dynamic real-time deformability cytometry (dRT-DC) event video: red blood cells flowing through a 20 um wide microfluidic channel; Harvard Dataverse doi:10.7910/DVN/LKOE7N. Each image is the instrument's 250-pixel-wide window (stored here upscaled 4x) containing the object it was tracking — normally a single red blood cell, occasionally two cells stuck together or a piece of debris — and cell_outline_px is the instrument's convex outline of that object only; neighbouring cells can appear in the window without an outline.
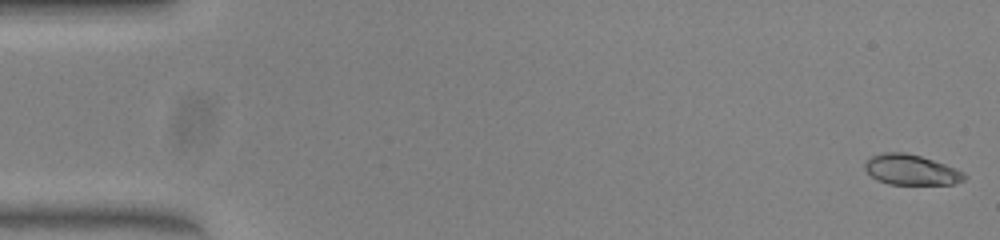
{"species": "common noctule bat (a hibernating species)", "species_latin": "Nyctalus noctula", "temperature_condition": "warm", "stored_images_in_passage": 50, "camera_frame_rate_fps": 3000, "um_per_image_px": 0.085, "animal": {"sex": "female", "body_mass_g": 23.0, "forearm_length_mm": 53.4}, "frame": {"image": 1, "passage_image": 1, "time_ms": 0.0, "image_size_px": [1000, 240], "cell_outline_px": [[968, 176], [964, 180], [952, 184], [888, 184], [876, 180], [864, 168], [864, 164], [872, 156], [884, 152], [904, 152], [920, 156], [956, 168], [964, 172]], "centroid_in_image_um": [77.45, 14.44], "position_along_channel_um": 7.5, "area_um2": 17.51}}
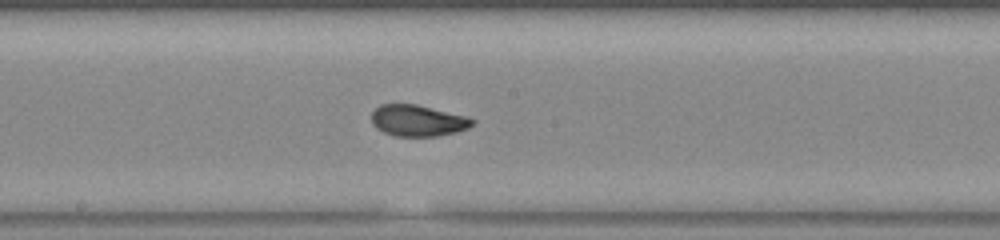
{"frame": {"image": 2, "passage_image": 27, "time_ms": 8.667, "image_size_px": [1000, 240], "cell_outline_px": [[476, 120], [468, 128], [456, 132], [436, 136], [396, 136], [384, 132], [376, 128], [372, 124], [372, 112], [380, 104], [416, 104], [464, 116]], "centroid_in_image_um": [35.48, 10.25], "position_along_channel_um": 212.7, "area_um2": 18.21}}
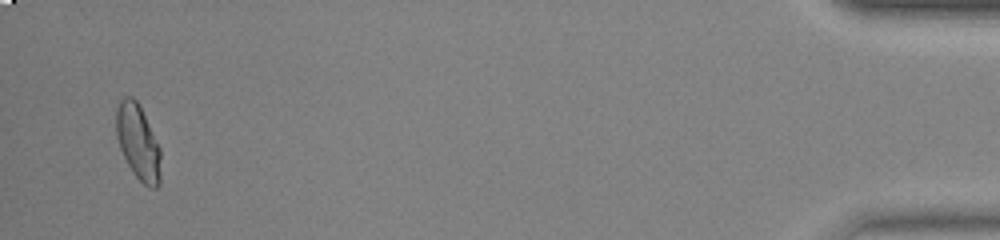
{"frame": {"image": 3, "passage_image": 49, "time_ms": 16.0, "image_size_px": [1000, 240], "cell_outline_px": [[160, 184], [156, 188], [148, 188], [132, 172], [120, 148], [116, 136], [116, 108], [120, 100], [124, 96], [132, 96], [136, 100], [160, 148]], "centroid_in_image_um": [11.72, 12.1], "position_along_channel_um": 423.5, "area_um2": 19.31}, "authors_computed_cell_mechanics": {"area_um2": 18.3804, "velocity_mm_per_s": 4.0569, "shape_relaxation_time_tau1_ms": 9.9937, "shape_relaxation_time_tau2_ms": 1.0025, "deformation_change_tau1": 0.2873, "deformation_change_tau2": 0.0475}}